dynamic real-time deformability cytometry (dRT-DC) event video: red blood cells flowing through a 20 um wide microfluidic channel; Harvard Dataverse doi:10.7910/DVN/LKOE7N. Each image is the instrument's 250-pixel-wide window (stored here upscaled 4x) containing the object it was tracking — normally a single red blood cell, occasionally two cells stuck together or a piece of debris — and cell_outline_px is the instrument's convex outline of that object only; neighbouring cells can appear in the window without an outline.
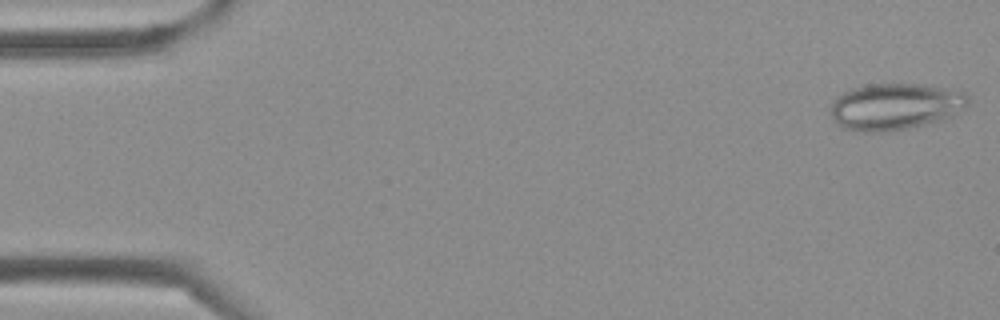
{"species": "Egyptian fruit bat (a non-hibernating species)", "species_latin": "Rousettus aegyptiacus", "temperature_condition": "cold", "stored_images_in_passage": 41, "camera_frame_rate_fps": 3000, "um_per_image_px": 0.085, "frame": {"image": 1, "passage_image": 1, "time_ms": 0.0, "image_size_px": [1000, 320], "cell_outline_px": [[968, 104], [964, 108], [952, 116], [944, 120], [884, 132], [864, 132], [844, 128], [836, 124], [832, 116], [832, 100], [836, 96], [852, 88], [868, 84], [920, 84], [944, 88], [964, 92], [968, 96]], "centroid_in_image_um": [76.08, 9.05], "position_along_channel_um": 8.9, "area_um2": 37.22}}
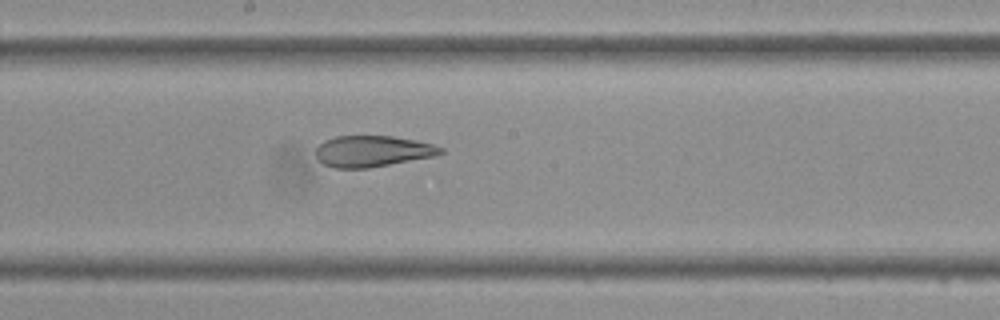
{"frame": {"image": 2, "passage_image": 22, "time_ms": 7.0, "image_size_px": [1000, 320], "cell_outline_px": [[444, 152], [436, 156], [368, 168], [332, 168], [324, 164], [316, 156], [316, 148], [324, 140], [336, 136], [392, 136], [416, 140], [432, 144], [444, 148]], "centroid_in_image_um": [31.67, 12.85], "position_along_channel_um": 216.5, "area_um2": 22.72}}
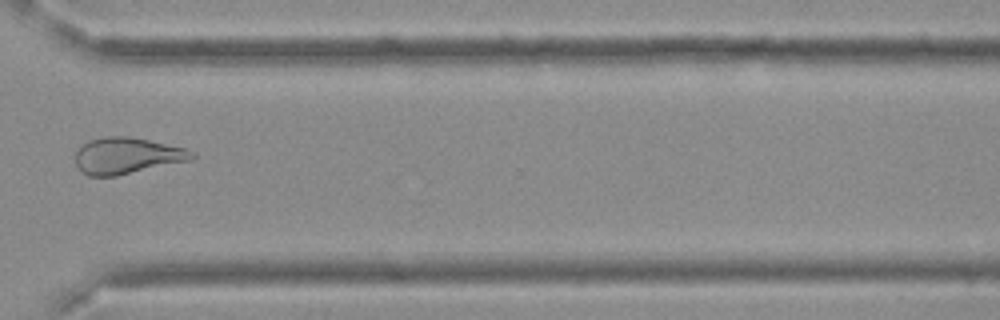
{"frame": {"image": 3, "passage_image": 31, "time_ms": 10.0, "image_size_px": [1000, 320], "cell_outline_px": [[196, 156], [192, 160], [116, 176], [88, 176], [80, 172], [76, 168], [76, 152], [88, 140], [104, 136], [128, 136], [148, 140], [184, 148], [192, 152]], "centroid_in_image_um": [10.76, 13.25], "position_along_channel_um": 359.8, "area_um2": 24.68}}